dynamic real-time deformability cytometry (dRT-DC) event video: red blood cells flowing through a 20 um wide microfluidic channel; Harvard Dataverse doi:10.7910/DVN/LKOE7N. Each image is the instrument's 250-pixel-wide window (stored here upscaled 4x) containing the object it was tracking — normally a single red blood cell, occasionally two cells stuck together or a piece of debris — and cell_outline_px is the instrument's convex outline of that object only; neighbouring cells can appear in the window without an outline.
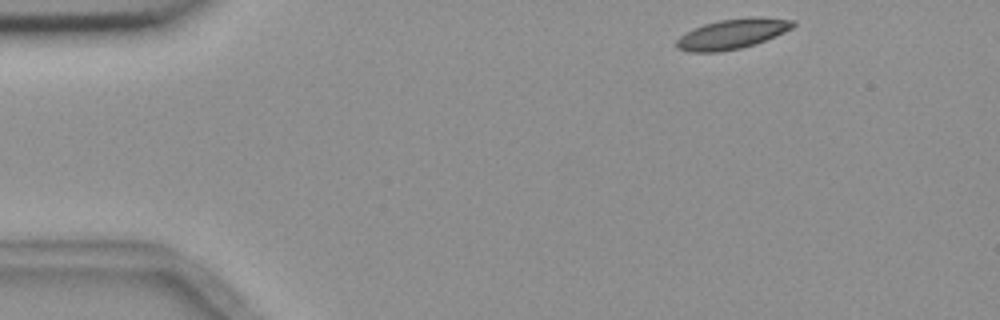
{"species": "common noctule bat (a hibernating species)", "species_latin": "Nyctalus noctula", "temperature_condition": "room temperature", "stored_images_in_passage": 4, "segment_of_instrument_passage": [1, 2], "camera_frame_rate_fps": 3000, "um_per_image_px": 0.085, "animal": {"sex": "female", "body_mass_g": 18.4}, "frame": {"image": 1, "passage_image": 1, "time_ms": 0.0, "image_size_px": [1000, 320], "cell_outline_px": [[796, 24], [792, 28], [776, 36], [740, 48], [720, 52], [688, 52], [676, 48], [676, 40], [680, 36], [692, 28], [704, 24], [720, 20], [752, 16], [756, 16], [796, 20]], "centroid_in_image_um": [62.23, 2.87], "position_along_channel_um": 22.8, "area_um2": 20.46}}